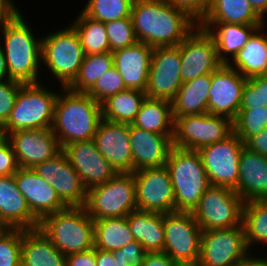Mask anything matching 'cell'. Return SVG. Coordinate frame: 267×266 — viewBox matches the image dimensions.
Segmentation results:
<instances>
[{
    "instance_id": "6da1fadb",
    "label": "cell",
    "mask_w": 267,
    "mask_h": 266,
    "mask_svg": "<svg viewBox=\"0 0 267 266\" xmlns=\"http://www.w3.org/2000/svg\"><path fill=\"white\" fill-rule=\"evenodd\" d=\"M131 18L136 39L152 48L178 46L198 25L166 0H134Z\"/></svg>"
},
{
    "instance_id": "7a4b0ae2",
    "label": "cell",
    "mask_w": 267,
    "mask_h": 266,
    "mask_svg": "<svg viewBox=\"0 0 267 266\" xmlns=\"http://www.w3.org/2000/svg\"><path fill=\"white\" fill-rule=\"evenodd\" d=\"M25 18L20 10L0 26V45L10 79L23 84L39 83L41 70L45 71L41 66L42 37L35 35Z\"/></svg>"
},
{
    "instance_id": "3957f363",
    "label": "cell",
    "mask_w": 267,
    "mask_h": 266,
    "mask_svg": "<svg viewBox=\"0 0 267 266\" xmlns=\"http://www.w3.org/2000/svg\"><path fill=\"white\" fill-rule=\"evenodd\" d=\"M59 87L51 130L61 148L92 140L102 119L101 104L87 93Z\"/></svg>"
},
{
    "instance_id": "277c9868",
    "label": "cell",
    "mask_w": 267,
    "mask_h": 266,
    "mask_svg": "<svg viewBox=\"0 0 267 266\" xmlns=\"http://www.w3.org/2000/svg\"><path fill=\"white\" fill-rule=\"evenodd\" d=\"M166 168L174 192V212H192L211 186L197 150L172 146Z\"/></svg>"
},
{
    "instance_id": "5b68a950",
    "label": "cell",
    "mask_w": 267,
    "mask_h": 266,
    "mask_svg": "<svg viewBox=\"0 0 267 266\" xmlns=\"http://www.w3.org/2000/svg\"><path fill=\"white\" fill-rule=\"evenodd\" d=\"M39 229L65 256L94 248V223L84 206L45 216Z\"/></svg>"
},
{
    "instance_id": "8992f818",
    "label": "cell",
    "mask_w": 267,
    "mask_h": 266,
    "mask_svg": "<svg viewBox=\"0 0 267 266\" xmlns=\"http://www.w3.org/2000/svg\"><path fill=\"white\" fill-rule=\"evenodd\" d=\"M42 82L22 84L13 109L6 123L0 128L1 135L19 130L51 128L55 103L60 90H52Z\"/></svg>"
},
{
    "instance_id": "52a82bcc",
    "label": "cell",
    "mask_w": 267,
    "mask_h": 266,
    "mask_svg": "<svg viewBox=\"0 0 267 266\" xmlns=\"http://www.w3.org/2000/svg\"><path fill=\"white\" fill-rule=\"evenodd\" d=\"M68 25L42 36L41 66L61 87L74 81L85 57L77 32Z\"/></svg>"
},
{
    "instance_id": "ba28073f",
    "label": "cell",
    "mask_w": 267,
    "mask_h": 266,
    "mask_svg": "<svg viewBox=\"0 0 267 266\" xmlns=\"http://www.w3.org/2000/svg\"><path fill=\"white\" fill-rule=\"evenodd\" d=\"M84 207L92 220L128 216L137 209L133 172L117 173L107 182L89 188Z\"/></svg>"
},
{
    "instance_id": "9c48e42d",
    "label": "cell",
    "mask_w": 267,
    "mask_h": 266,
    "mask_svg": "<svg viewBox=\"0 0 267 266\" xmlns=\"http://www.w3.org/2000/svg\"><path fill=\"white\" fill-rule=\"evenodd\" d=\"M245 201L232 189L210 186L191 212L202 231L242 225Z\"/></svg>"
},
{
    "instance_id": "30bf717a",
    "label": "cell",
    "mask_w": 267,
    "mask_h": 266,
    "mask_svg": "<svg viewBox=\"0 0 267 266\" xmlns=\"http://www.w3.org/2000/svg\"><path fill=\"white\" fill-rule=\"evenodd\" d=\"M164 249L177 265H197L202 229L191 212L164 214Z\"/></svg>"
},
{
    "instance_id": "8fae6325",
    "label": "cell",
    "mask_w": 267,
    "mask_h": 266,
    "mask_svg": "<svg viewBox=\"0 0 267 266\" xmlns=\"http://www.w3.org/2000/svg\"><path fill=\"white\" fill-rule=\"evenodd\" d=\"M233 133V121L225 116L203 114L178 118L174 124L173 146L198 150L226 139Z\"/></svg>"
},
{
    "instance_id": "7c38bea8",
    "label": "cell",
    "mask_w": 267,
    "mask_h": 266,
    "mask_svg": "<svg viewBox=\"0 0 267 266\" xmlns=\"http://www.w3.org/2000/svg\"><path fill=\"white\" fill-rule=\"evenodd\" d=\"M250 253L242 225L202 231L197 266H239Z\"/></svg>"
},
{
    "instance_id": "4fadbf2b",
    "label": "cell",
    "mask_w": 267,
    "mask_h": 266,
    "mask_svg": "<svg viewBox=\"0 0 267 266\" xmlns=\"http://www.w3.org/2000/svg\"><path fill=\"white\" fill-rule=\"evenodd\" d=\"M243 146V141L233 132L226 139L197 150L210 185L232 190L237 188L239 159Z\"/></svg>"
},
{
    "instance_id": "5bb4252c",
    "label": "cell",
    "mask_w": 267,
    "mask_h": 266,
    "mask_svg": "<svg viewBox=\"0 0 267 266\" xmlns=\"http://www.w3.org/2000/svg\"><path fill=\"white\" fill-rule=\"evenodd\" d=\"M182 83L180 44L153 48L146 96L172 101Z\"/></svg>"
},
{
    "instance_id": "9a60e30c",
    "label": "cell",
    "mask_w": 267,
    "mask_h": 266,
    "mask_svg": "<svg viewBox=\"0 0 267 266\" xmlns=\"http://www.w3.org/2000/svg\"><path fill=\"white\" fill-rule=\"evenodd\" d=\"M137 210L174 213V192L166 166L143 168L133 172Z\"/></svg>"
},
{
    "instance_id": "2e32d148",
    "label": "cell",
    "mask_w": 267,
    "mask_h": 266,
    "mask_svg": "<svg viewBox=\"0 0 267 266\" xmlns=\"http://www.w3.org/2000/svg\"><path fill=\"white\" fill-rule=\"evenodd\" d=\"M180 56L183 83L212 73L223 64L214 38L198 25L180 43Z\"/></svg>"
},
{
    "instance_id": "e0dca14e",
    "label": "cell",
    "mask_w": 267,
    "mask_h": 266,
    "mask_svg": "<svg viewBox=\"0 0 267 266\" xmlns=\"http://www.w3.org/2000/svg\"><path fill=\"white\" fill-rule=\"evenodd\" d=\"M33 171L47 181L67 207H83L87 199V189L78 173L61 151L52 159L35 165Z\"/></svg>"
},
{
    "instance_id": "ac0fdd59",
    "label": "cell",
    "mask_w": 267,
    "mask_h": 266,
    "mask_svg": "<svg viewBox=\"0 0 267 266\" xmlns=\"http://www.w3.org/2000/svg\"><path fill=\"white\" fill-rule=\"evenodd\" d=\"M246 79L229 64H222L214 70L208 92L207 112L233 121L241 105Z\"/></svg>"
},
{
    "instance_id": "d6986e66",
    "label": "cell",
    "mask_w": 267,
    "mask_h": 266,
    "mask_svg": "<svg viewBox=\"0 0 267 266\" xmlns=\"http://www.w3.org/2000/svg\"><path fill=\"white\" fill-rule=\"evenodd\" d=\"M5 136L12 145L20 168H33L62 151L51 128L19 130Z\"/></svg>"
},
{
    "instance_id": "ffe728a7",
    "label": "cell",
    "mask_w": 267,
    "mask_h": 266,
    "mask_svg": "<svg viewBox=\"0 0 267 266\" xmlns=\"http://www.w3.org/2000/svg\"><path fill=\"white\" fill-rule=\"evenodd\" d=\"M62 151L87 190L107 182L118 173L97 150L93 140L68 144Z\"/></svg>"
},
{
    "instance_id": "44dd1931",
    "label": "cell",
    "mask_w": 267,
    "mask_h": 266,
    "mask_svg": "<svg viewBox=\"0 0 267 266\" xmlns=\"http://www.w3.org/2000/svg\"><path fill=\"white\" fill-rule=\"evenodd\" d=\"M92 140L118 173L133 172L129 124L101 119Z\"/></svg>"
},
{
    "instance_id": "7402d4cb",
    "label": "cell",
    "mask_w": 267,
    "mask_h": 266,
    "mask_svg": "<svg viewBox=\"0 0 267 266\" xmlns=\"http://www.w3.org/2000/svg\"><path fill=\"white\" fill-rule=\"evenodd\" d=\"M14 177L31 213L39 221L47 215L67 208L51 184L36 174L32 168H19Z\"/></svg>"
},
{
    "instance_id": "603a6c76",
    "label": "cell",
    "mask_w": 267,
    "mask_h": 266,
    "mask_svg": "<svg viewBox=\"0 0 267 266\" xmlns=\"http://www.w3.org/2000/svg\"><path fill=\"white\" fill-rule=\"evenodd\" d=\"M133 172L143 168L163 167L173 146L174 134H158L129 124Z\"/></svg>"
},
{
    "instance_id": "cb8c5ba5",
    "label": "cell",
    "mask_w": 267,
    "mask_h": 266,
    "mask_svg": "<svg viewBox=\"0 0 267 266\" xmlns=\"http://www.w3.org/2000/svg\"><path fill=\"white\" fill-rule=\"evenodd\" d=\"M153 48L137 41L130 47L112 52L113 63L127 89L146 90Z\"/></svg>"
},
{
    "instance_id": "d4e9b609",
    "label": "cell",
    "mask_w": 267,
    "mask_h": 266,
    "mask_svg": "<svg viewBox=\"0 0 267 266\" xmlns=\"http://www.w3.org/2000/svg\"><path fill=\"white\" fill-rule=\"evenodd\" d=\"M0 221L8 228H39L40 221L31 213L14 175L0 177Z\"/></svg>"
},
{
    "instance_id": "484cf974",
    "label": "cell",
    "mask_w": 267,
    "mask_h": 266,
    "mask_svg": "<svg viewBox=\"0 0 267 266\" xmlns=\"http://www.w3.org/2000/svg\"><path fill=\"white\" fill-rule=\"evenodd\" d=\"M245 202L267 199V157L243 146L239 159V177L234 190Z\"/></svg>"
},
{
    "instance_id": "4316f807",
    "label": "cell",
    "mask_w": 267,
    "mask_h": 266,
    "mask_svg": "<svg viewBox=\"0 0 267 266\" xmlns=\"http://www.w3.org/2000/svg\"><path fill=\"white\" fill-rule=\"evenodd\" d=\"M215 40L219 60L229 64L246 44L252 33L263 25L197 23Z\"/></svg>"
},
{
    "instance_id": "83f0119b",
    "label": "cell",
    "mask_w": 267,
    "mask_h": 266,
    "mask_svg": "<svg viewBox=\"0 0 267 266\" xmlns=\"http://www.w3.org/2000/svg\"><path fill=\"white\" fill-rule=\"evenodd\" d=\"M62 254L39 229H22L21 266H65Z\"/></svg>"
},
{
    "instance_id": "f1b7e54d",
    "label": "cell",
    "mask_w": 267,
    "mask_h": 266,
    "mask_svg": "<svg viewBox=\"0 0 267 266\" xmlns=\"http://www.w3.org/2000/svg\"><path fill=\"white\" fill-rule=\"evenodd\" d=\"M211 78L212 73H208L182 83L171 101L174 122L184 116L207 112Z\"/></svg>"
},
{
    "instance_id": "f546056e",
    "label": "cell",
    "mask_w": 267,
    "mask_h": 266,
    "mask_svg": "<svg viewBox=\"0 0 267 266\" xmlns=\"http://www.w3.org/2000/svg\"><path fill=\"white\" fill-rule=\"evenodd\" d=\"M163 220V213L137 209L127 216L134 240L138 241L147 253L163 252L165 242Z\"/></svg>"
},
{
    "instance_id": "4dcf8cb0",
    "label": "cell",
    "mask_w": 267,
    "mask_h": 266,
    "mask_svg": "<svg viewBox=\"0 0 267 266\" xmlns=\"http://www.w3.org/2000/svg\"><path fill=\"white\" fill-rule=\"evenodd\" d=\"M264 28V25L257 28L229 63L245 78L267 75V31Z\"/></svg>"
},
{
    "instance_id": "1f68e13d",
    "label": "cell",
    "mask_w": 267,
    "mask_h": 266,
    "mask_svg": "<svg viewBox=\"0 0 267 266\" xmlns=\"http://www.w3.org/2000/svg\"><path fill=\"white\" fill-rule=\"evenodd\" d=\"M197 23L264 25L248 0H211L205 15Z\"/></svg>"
},
{
    "instance_id": "d6a6232c",
    "label": "cell",
    "mask_w": 267,
    "mask_h": 266,
    "mask_svg": "<svg viewBox=\"0 0 267 266\" xmlns=\"http://www.w3.org/2000/svg\"><path fill=\"white\" fill-rule=\"evenodd\" d=\"M131 124L153 133L174 134L171 101L146 97Z\"/></svg>"
},
{
    "instance_id": "836d02e7",
    "label": "cell",
    "mask_w": 267,
    "mask_h": 266,
    "mask_svg": "<svg viewBox=\"0 0 267 266\" xmlns=\"http://www.w3.org/2000/svg\"><path fill=\"white\" fill-rule=\"evenodd\" d=\"M146 97L144 91L136 89H125L109 96L101 103L102 119L131 124Z\"/></svg>"
},
{
    "instance_id": "e575fe53",
    "label": "cell",
    "mask_w": 267,
    "mask_h": 266,
    "mask_svg": "<svg viewBox=\"0 0 267 266\" xmlns=\"http://www.w3.org/2000/svg\"><path fill=\"white\" fill-rule=\"evenodd\" d=\"M94 248L113 252L134 241L127 216L93 220Z\"/></svg>"
},
{
    "instance_id": "d590c367",
    "label": "cell",
    "mask_w": 267,
    "mask_h": 266,
    "mask_svg": "<svg viewBox=\"0 0 267 266\" xmlns=\"http://www.w3.org/2000/svg\"><path fill=\"white\" fill-rule=\"evenodd\" d=\"M242 226L249 251L255 245L267 246V199L249 200L244 203ZM264 244V245H263Z\"/></svg>"
},
{
    "instance_id": "8d00e7d4",
    "label": "cell",
    "mask_w": 267,
    "mask_h": 266,
    "mask_svg": "<svg viewBox=\"0 0 267 266\" xmlns=\"http://www.w3.org/2000/svg\"><path fill=\"white\" fill-rule=\"evenodd\" d=\"M77 32L85 55L110 52L105 25L82 11L70 22Z\"/></svg>"
},
{
    "instance_id": "74e56055",
    "label": "cell",
    "mask_w": 267,
    "mask_h": 266,
    "mask_svg": "<svg viewBox=\"0 0 267 266\" xmlns=\"http://www.w3.org/2000/svg\"><path fill=\"white\" fill-rule=\"evenodd\" d=\"M113 65L112 52L85 55L77 77L68 88L87 93Z\"/></svg>"
},
{
    "instance_id": "f35d334b",
    "label": "cell",
    "mask_w": 267,
    "mask_h": 266,
    "mask_svg": "<svg viewBox=\"0 0 267 266\" xmlns=\"http://www.w3.org/2000/svg\"><path fill=\"white\" fill-rule=\"evenodd\" d=\"M134 0H88L82 12L91 19L101 21H116L131 16Z\"/></svg>"
},
{
    "instance_id": "ab89813d",
    "label": "cell",
    "mask_w": 267,
    "mask_h": 266,
    "mask_svg": "<svg viewBox=\"0 0 267 266\" xmlns=\"http://www.w3.org/2000/svg\"><path fill=\"white\" fill-rule=\"evenodd\" d=\"M267 127V107L239 109L233 120V132L245 143L251 136L259 134Z\"/></svg>"
},
{
    "instance_id": "60d3db41",
    "label": "cell",
    "mask_w": 267,
    "mask_h": 266,
    "mask_svg": "<svg viewBox=\"0 0 267 266\" xmlns=\"http://www.w3.org/2000/svg\"><path fill=\"white\" fill-rule=\"evenodd\" d=\"M110 52L130 47L138 40L136 39L131 16L116 21L104 23Z\"/></svg>"
},
{
    "instance_id": "b9f144b4",
    "label": "cell",
    "mask_w": 267,
    "mask_h": 266,
    "mask_svg": "<svg viewBox=\"0 0 267 266\" xmlns=\"http://www.w3.org/2000/svg\"><path fill=\"white\" fill-rule=\"evenodd\" d=\"M127 89L122 76L113 65L104 73L95 85L87 92L96 102L102 103L109 96L115 95L120 91Z\"/></svg>"
},
{
    "instance_id": "7bdbcfd3",
    "label": "cell",
    "mask_w": 267,
    "mask_h": 266,
    "mask_svg": "<svg viewBox=\"0 0 267 266\" xmlns=\"http://www.w3.org/2000/svg\"><path fill=\"white\" fill-rule=\"evenodd\" d=\"M267 107V75H257L246 79L239 109Z\"/></svg>"
},
{
    "instance_id": "ee69618b",
    "label": "cell",
    "mask_w": 267,
    "mask_h": 266,
    "mask_svg": "<svg viewBox=\"0 0 267 266\" xmlns=\"http://www.w3.org/2000/svg\"><path fill=\"white\" fill-rule=\"evenodd\" d=\"M22 229L9 228L0 236V266H21Z\"/></svg>"
},
{
    "instance_id": "f6af8a7d",
    "label": "cell",
    "mask_w": 267,
    "mask_h": 266,
    "mask_svg": "<svg viewBox=\"0 0 267 266\" xmlns=\"http://www.w3.org/2000/svg\"><path fill=\"white\" fill-rule=\"evenodd\" d=\"M22 84L13 79L0 81V128L9 118Z\"/></svg>"
},
{
    "instance_id": "bcb514c9",
    "label": "cell",
    "mask_w": 267,
    "mask_h": 266,
    "mask_svg": "<svg viewBox=\"0 0 267 266\" xmlns=\"http://www.w3.org/2000/svg\"><path fill=\"white\" fill-rule=\"evenodd\" d=\"M119 266H143L147 252L138 241H132L113 251Z\"/></svg>"
},
{
    "instance_id": "7dc6e473",
    "label": "cell",
    "mask_w": 267,
    "mask_h": 266,
    "mask_svg": "<svg viewBox=\"0 0 267 266\" xmlns=\"http://www.w3.org/2000/svg\"><path fill=\"white\" fill-rule=\"evenodd\" d=\"M19 168L8 138L5 135H0V177L14 175Z\"/></svg>"
},
{
    "instance_id": "c3c4849f",
    "label": "cell",
    "mask_w": 267,
    "mask_h": 266,
    "mask_svg": "<svg viewBox=\"0 0 267 266\" xmlns=\"http://www.w3.org/2000/svg\"><path fill=\"white\" fill-rule=\"evenodd\" d=\"M174 7L185 10L197 22L205 15L211 0H166Z\"/></svg>"
},
{
    "instance_id": "681fc988",
    "label": "cell",
    "mask_w": 267,
    "mask_h": 266,
    "mask_svg": "<svg viewBox=\"0 0 267 266\" xmlns=\"http://www.w3.org/2000/svg\"><path fill=\"white\" fill-rule=\"evenodd\" d=\"M65 266H97L96 248L67 255Z\"/></svg>"
},
{
    "instance_id": "f907efd6",
    "label": "cell",
    "mask_w": 267,
    "mask_h": 266,
    "mask_svg": "<svg viewBox=\"0 0 267 266\" xmlns=\"http://www.w3.org/2000/svg\"><path fill=\"white\" fill-rule=\"evenodd\" d=\"M244 146L264 157H267V127L259 134L251 136Z\"/></svg>"
},
{
    "instance_id": "816d5d0a",
    "label": "cell",
    "mask_w": 267,
    "mask_h": 266,
    "mask_svg": "<svg viewBox=\"0 0 267 266\" xmlns=\"http://www.w3.org/2000/svg\"><path fill=\"white\" fill-rule=\"evenodd\" d=\"M143 266H178L169 255L164 252L147 253Z\"/></svg>"
},
{
    "instance_id": "f5cc1de1",
    "label": "cell",
    "mask_w": 267,
    "mask_h": 266,
    "mask_svg": "<svg viewBox=\"0 0 267 266\" xmlns=\"http://www.w3.org/2000/svg\"><path fill=\"white\" fill-rule=\"evenodd\" d=\"M14 2L15 0H0V26L20 10Z\"/></svg>"
},
{
    "instance_id": "db71d44e",
    "label": "cell",
    "mask_w": 267,
    "mask_h": 266,
    "mask_svg": "<svg viewBox=\"0 0 267 266\" xmlns=\"http://www.w3.org/2000/svg\"><path fill=\"white\" fill-rule=\"evenodd\" d=\"M97 266H119L113 252L96 249Z\"/></svg>"
},
{
    "instance_id": "11a10c76",
    "label": "cell",
    "mask_w": 267,
    "mask_h": 266,
    "mask_svg": "<svg viewBox=\"0 0 267 266\" xmlns=\"http://www.w3.org/2000/svg\"><path fill=\"white\" fill-rule=\"evenodd\" d=\"M258 255L257 253H250L239 266H267V256Z\"/></svg>"
},
{
    "instance_id": "9f6ffc18",
    "label": "cell",
    "mask_w": 267,
    "mask_h": 266,
    "mask_svg": "<svg viewBox=\"0 0 267 266\" xmlns=\"http://www.w3.org/2000/svg\"><path fill=\"white\" fill-rule=\"evenodd\" d=\"M255 12L264 20V26L267 29V0H248Z\"/></svg>"
},
{
    "instance_id": "6f0895ef",
    "label": "cell",
    "mask_w": 267,
    "mask_h": 266,
    "mask_svg": "<svg viewBox=\"0 0 267 266\" xmlns=\"http://www.w3.org/2000/svg\"><path fill=\"white\" fill-rule=\"evenodd\" d=\"M10 80L3 47L0 45V81Z\"/></svg>"
},
{
    "instance_id": "680465c9",
    "label": "cell",
    "mask_w": 267,
    "mask_h": 266,
    "mask_svg": "<svg viewBox=\"0 0 267 266\" xmlns=\"http://www.w3.org/2000/svg\"><path fill=\"white\" fill-rule=\"evenodd\" d=\"M9 228L0 221V236L3 235Z\"/></svg>"
},
{
    "instance_id": "91938a15",
    "label": "cell",
    "mask_w": 267,
    "mask_h": 266,
    "mask_svg": "<svg viewBox=\"0 0 267 266\" xmlns=\"http://www.w3.org/2000/svg\"><path fill=\"white\" fill-rule=\"evenodd\" d=\"M178 266H197V265H178Z\"/></svg>"
}]
</instances>
